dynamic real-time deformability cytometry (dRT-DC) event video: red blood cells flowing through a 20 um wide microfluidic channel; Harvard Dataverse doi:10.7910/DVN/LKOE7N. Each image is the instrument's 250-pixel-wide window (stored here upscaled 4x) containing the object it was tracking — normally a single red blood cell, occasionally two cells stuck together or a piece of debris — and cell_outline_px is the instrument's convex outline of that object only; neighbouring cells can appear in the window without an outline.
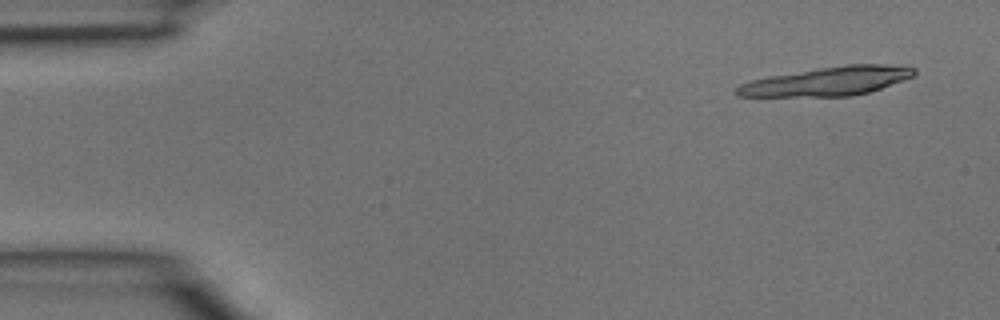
{"species": "common noctule bat (a hibernating species)", "species_latin": "Nyctalus noctula", "temperature_condition": "room temperature", "stored_images_in_passage": 3, "camera_frame_rate_fps": 3000, "um_per_image_px": 0.085, "animal": {"sex": "male", "body_mass_g": 15.6}, "frame": {"image": 1, "passage_image": 1, "time_ms": 0.0, "image_size_px": [1000, 320], "cell_outline_px": [[916, 76], [868, 92], [852, 96], [736, 96], [732, 92], [740, 84], [752, 80], [768, 76], [816, 68], [848, 64], [884, 64], [916, 68]], "centroid_in_image_um": [70.33, 6.9], "position_along_channel_um": 14.7, "area_um2": 29.82}}